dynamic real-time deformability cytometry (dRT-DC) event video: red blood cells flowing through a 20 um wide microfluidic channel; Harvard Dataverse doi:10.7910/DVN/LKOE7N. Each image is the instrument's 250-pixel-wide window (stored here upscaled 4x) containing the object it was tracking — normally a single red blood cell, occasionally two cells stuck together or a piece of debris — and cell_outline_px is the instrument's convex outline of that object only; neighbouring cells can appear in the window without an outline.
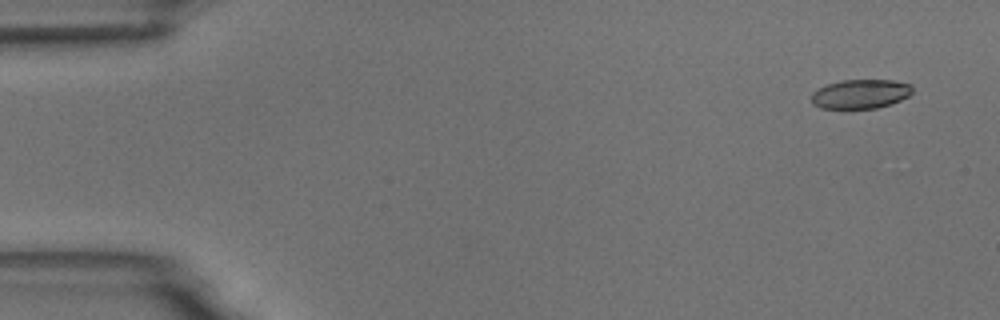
{"species": "common noctule bat (a hibernating species)", "species_latin": "Nyctalus noctula", "temperature_condition": "room temperature", "stored_images_in_passage": 4, "camera_frame_rate_fps": 3000, "um_per_image_px": 0.085, "animal": {"sex": "male", "body_mass_g": 18.8}, "frame": {"image": 1, "passage_image": 1, "time_ms": 0.0, "image_size_px": [1000, 320], "cell_outline_px": [[912, 92], [908, 96], [892, 104], [876, 108], [820, 108], [812, 104], [812, 92], [816, 88], [840, 80], [892, 80], [912, 84]], "centroid_in_image_um": [73.13, 7.98], "position_along_channel_um": 11.9, "area_um2": 17.28}}